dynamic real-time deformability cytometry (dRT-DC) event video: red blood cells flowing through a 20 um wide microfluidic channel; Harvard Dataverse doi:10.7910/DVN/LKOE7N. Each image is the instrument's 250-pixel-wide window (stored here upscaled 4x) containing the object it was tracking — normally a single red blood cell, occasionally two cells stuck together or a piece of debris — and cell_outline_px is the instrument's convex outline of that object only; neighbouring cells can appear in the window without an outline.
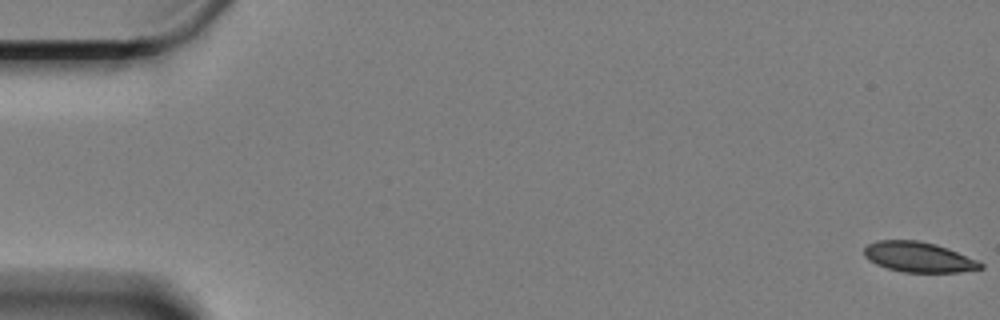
{"species": "Egyptian fruit bat (a non-hibernating species)", "species_latin": "Rousettus aegyptiacus", "temperature_condition": "cold", "stored_images_in_passage": 61, "camera_frame_rate_fps": 3000, "um_per_image_px": 0.085, "animal": {"sex": "female"}, "frame": {"image": 1, "passage_image": 1, "time_ms": 0.0, "image_size_px": [1000, 320], "cell_outline_px": [[984, 268], [960, 272], [904, 272], [888, 268], [876, 264], [868, 260], [864, 256], [864, 248], [868, 244], [876, 240], [916, 240], [936, 244], [948, 248], [976, 260], [984, 264]], "centroid_in_image_um": [78.06, 21.84], "position_along_channel_um": 6.9, "area_um2": 20.46}}
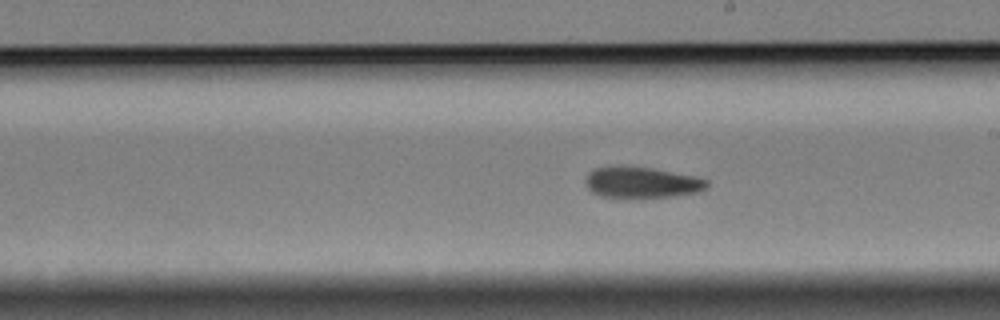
{"frame": {"image": 2, "passage_image": 35, "time_ms": 11.333, "image_size_px": [1000, 320], "cell_outline_px": [[708, 184], [704, 188], [696, 192], [672, 196], [600, 196], [592, 192], [584, 184], [584, 176], [592, 168], [620, 164], [652, 168], [696, 176], [708, 180]], "centroid_in_image_um": [54.45, 15.45], "position_along_channel_um": 234.6, "area_um2": 22.02}}
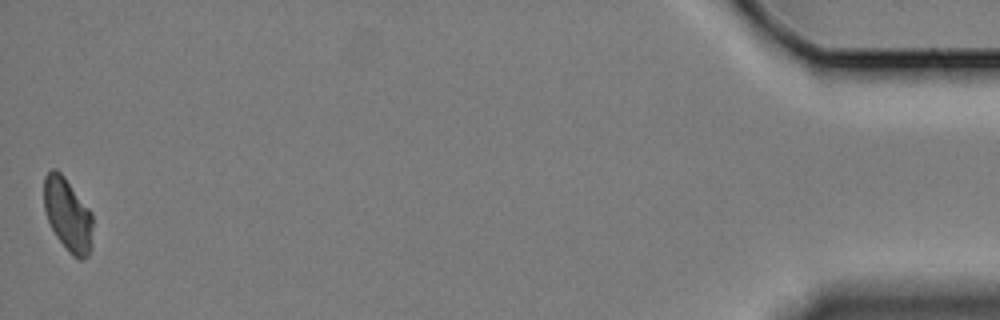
{"frame": {"image": 3, "passage_image": 61, "time_ms": 20.0, "image_size_px": [1000, 320], "cell_outline_px": [[92, 248], [88, 256], [84, 260], [80, 260], [72, 256], [68, 252], [56, 236], [48, 220], [44, 208], [44, 176], [52, 168], [56, 168], [64, 176], [92, 212]], "centroid_in_image_um": [5.78, 18.27], "position_along_channel_um": 429.4, "area_um2": 21.04}}